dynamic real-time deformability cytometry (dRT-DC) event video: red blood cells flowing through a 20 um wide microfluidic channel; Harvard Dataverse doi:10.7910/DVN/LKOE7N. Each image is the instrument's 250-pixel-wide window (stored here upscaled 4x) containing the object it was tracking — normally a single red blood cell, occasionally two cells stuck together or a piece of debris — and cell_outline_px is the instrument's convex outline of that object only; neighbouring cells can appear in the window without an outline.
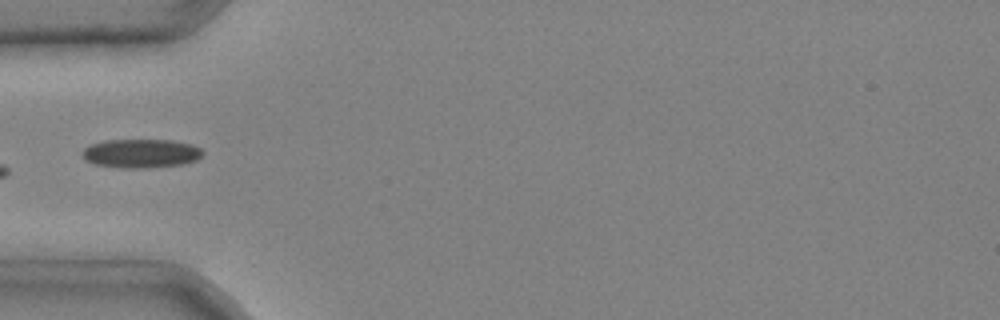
{"species": "common noctule bat (a hibernating species)", "species_latin": "Nyctalus noctula", "temperature_condition": "cold", "stored_images_in_passage": 4, "camera_frame_rate_fps": 3000, "um_per_image_px": 0.085, "animal": {"sex": "male", "body_mass_g": 20.4}, "frame": {"image": 1, "passage_image": 3, "time_ms": 0.667, "image_size_px": [1000, 320], "cell_outline_px": [[204, 152], [196, 160], [184, 164], [148, 168], [124, 168], [96, 164], [84, 160], [84, 148], [92, 144], [104, 140], [172, 140], [192, 144], [200, 148]], "centroid_in_image_um": [12.02, 13.04], "position_along_channel_um": 73.0, "area_um2": 20.17}}